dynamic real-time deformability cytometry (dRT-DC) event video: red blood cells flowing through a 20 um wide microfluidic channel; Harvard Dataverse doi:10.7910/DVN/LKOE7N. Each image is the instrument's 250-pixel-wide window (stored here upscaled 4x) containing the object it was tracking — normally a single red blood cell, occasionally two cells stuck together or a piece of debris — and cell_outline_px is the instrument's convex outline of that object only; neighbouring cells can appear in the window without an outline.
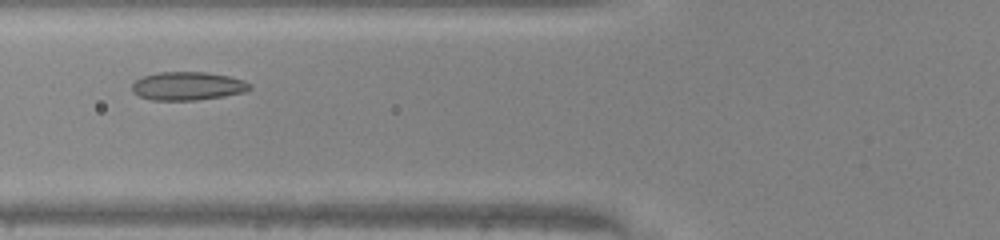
{"species": "common noctule bat (a hibernating species)", "species_latin": "Nyctalus noctula", "temperature_condition": "warm", "stored_images_in_passage": 33, "camera_frame_rate_fps": 3000, "um_per_image_px": 0.085, "animal": {"sex": "male", "body_mass_g": 20.0, "forearm_length_mm": 53.3}, "frame": {"image": 1, "passage_image": 10, "time_ms": 3.0, "image_size_px": [1000, 240], "cell_outline_px": [[252, 88], [244, 92], [224, 96], [196, 100], [152, 100], [140, 96], [132, 92], [132, 84], [136, 80], [144, 76], [156, 72], [208, 72], [228, 76], [244, 80], [252, 84]], "centroid_in_image_um": [15.97, 7.31], "position_along_channel_um": 109.8, "area_um2": 19.54}}
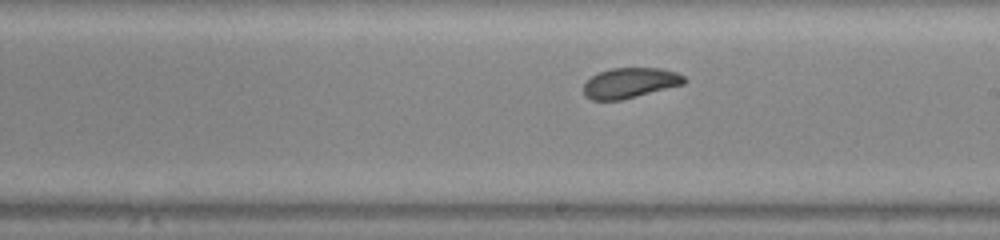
{"frame": {"image": 2, "passage_image": 19, "time_ms": 6.0, "image_size_px": [1000, 240], "cell_outline_px": [[688, 80], [684, 84], [620, 100], [592, 100], [584, 96], [584, 84], [592, 76], [600, 72], [612, 68], [660, 68], [676, 72], [684, 76]], "centroid_in_image_um": [53.56, 7.04], "position_along_channel_um": 235.4, "area_um2": 17.63}}
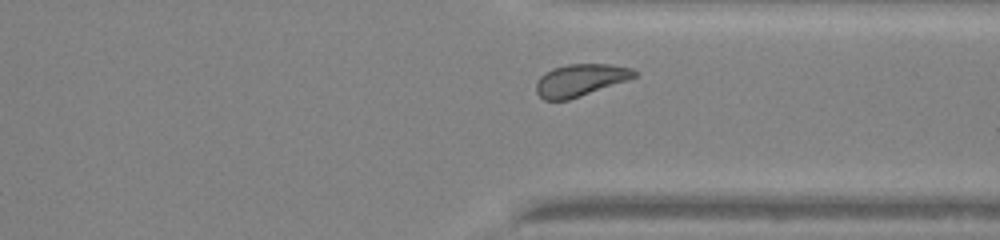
{"frame": {"image": 3, "passage_image": 28, "time_ms": 9.0, "image_size_px": [1000, 240], "cell_outline_px": [[640, 72], [636, 76], [628, 80], [568, 100], [544, 100], [536, 92], [536, 84], [540, 76], [544, 72], [552, 68], [568, 64], [612, 64], [632, 68]], "centroid_in_image_um": [49.34, 6.8], "position_along_channel_um": 362.1, "area_um2": 18.5}, "authors_computed_cell_mechanics": {"area_um2": 18.6694, "velocity_mm_per_s": 4.2003, "shape_relaxation_time_tau1_ms": 4.1139, "shape_relaxation_time_tau2_ms": 2.0335, "deformation_change_tau1": 0.0928, "deformation_change_tau2": 0.0539}}